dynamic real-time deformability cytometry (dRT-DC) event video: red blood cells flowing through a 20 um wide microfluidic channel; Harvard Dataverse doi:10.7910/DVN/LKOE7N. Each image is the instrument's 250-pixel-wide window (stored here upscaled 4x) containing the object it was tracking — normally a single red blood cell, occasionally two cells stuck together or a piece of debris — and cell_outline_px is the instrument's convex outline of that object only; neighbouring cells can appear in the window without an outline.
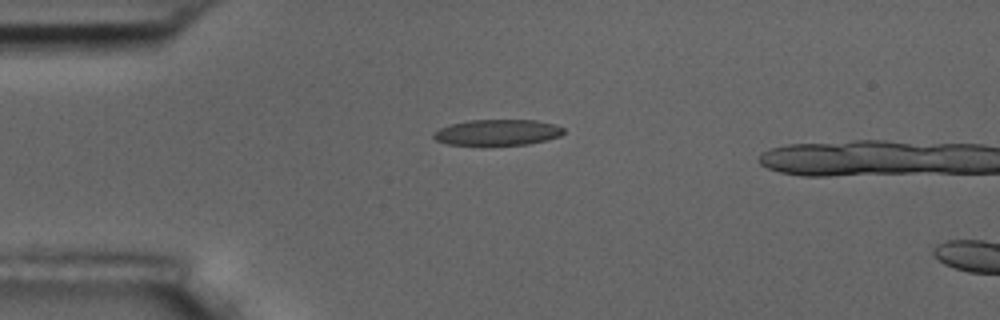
{"species": "common noctule bat (a hibernating species)", "species_latin": "Nyctalus noctula", "temperature_condition": "room temperature", "stored_images_in_passage": 2, "camera_frame_rate_fps": 3000, "um_per_image_px": 0.085, "animal": {"sex": "male", "body_mass_g": 17.5, "forearm_length_mm": 52.3}, "frame": {"image": 1, "passage_image": 1, "time_ms": 0.0, "image_size_px": [1000, 320], "cell_outline_px": [[564, 132], [560, 136], [528, 144], [448, 144], [436, 140], [432, 136], [432, 132], [448, 124], [468, 120], [536, 120], [556, 124], [564, 128]], "centroid_in_image_um": [42.27, 11.23], "position_along_channel_um": 42.7, "area_um2": 19.48}}